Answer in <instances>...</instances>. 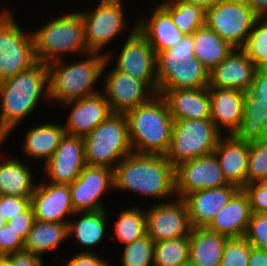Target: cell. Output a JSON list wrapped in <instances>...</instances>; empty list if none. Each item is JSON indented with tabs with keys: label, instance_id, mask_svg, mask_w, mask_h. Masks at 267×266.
I'll return each mask as SVG.
<instances>
[{
	"label": "cell",
	"instance_id": "obj_1",
	"mask_svg": "<svg viewBox=\"0 0 267 266\" xmlns=\"http://www.w3.org/2000/svg\"><path fill=\"white\" fill-rule=\"evenodd\" d=\"M113 180L114 190L157 198L155 203L176 198L175 168L165 155L132 152L117 163Z\"/></svg>",
	"mask_w": 267,
	"mask_h": 266
},
{
	"label": "cell",
	"instance_id": "obj_2",
	"mask_svg": "<svg viewBox=\"0 0 267 266\" xmlns=\"http://www.w3.org/2000/svg\"><path fill=\"white\" fill-rule=\"evenodd\" d=\"M43 99L50 102L47 64L37 62L30 69L1 81L0 141L8 140L11 132L40 108L37 106Z\"/></svg>",
	"mask_w": 267,
	"mask_h": 266
},
{
	"label": "cell",
	"instance_id": "obj_3",
	"mask_svg": "<svg viewBox=\"0 0 267 266\" xmlns=\"http://www.w3.org/2000/svg\"><path fill=\"white\" fill-rule=\"evenodd\" d=\"M82 57V58H80ZM78 56L79 61L72 63L66 59L47 64L49 75L50 103L62 105L65 102L91 96L101 92V83L106 56L88 52ZM97 86V88H96Z\"/></svg>",
	"mask_w": 267,
	"mask_h": 266
},
{
	"label": "cell",
	"instance_id": "obj_4",
	"mask_svg": "<svg viewBox=\"0 0 267 266\" xmlns=\"http://www.w3.org/2000/svg\"><path fill=\"white\" fill-rule=\"evenodd\" d=\"M134 153L165 155L170 147L174 120L160 94L125 113Z\"/></svg>",
	"mask_w": 267,
	"mask_h": 266
},
{
	"label": "cell",
	"instance_id": "obj_5",
	"mask_svg": "<svg viewBox=\"0 0 267 266\" xmlns=\"http://www.w3.org/2000/svg\"><path fill=\"white\" fill-rule=\"evenodd\" d=\"M78 9L52 16L44 25L32 30L37 62L49 64L65 59L68 54L76 59V56L88 53L84 22Z\"/></svg>",
	"mask_w": 267,
	"mask_h": 266
},
{
	"label": "cell",
	"instance_id": "obj_6",
	"mask_svg": "<svg viewBox=\"0 0 267 266\" xmlns=\"http://www.w3.org/2000/svg\"><path fill=\"white\" fill-rule=\"evenodd\" d=\"M83 139L87 165L114 170L118 162L133 152L124 113H111Z\"/></svg>",
	"mask_w": 267,
	"mask_h": 266
},
{
	"label": "cell",
	"instance_id": "obj_7",
	"mask_svg": "<svg viewBox=\"0 0 267 266\" xmlns=\"http://www.w3.org/2000/svg\"><path fill=\"white\" fill-rule=\"evenodd\" d=\"M221 136L210 118L174 120L166 159L175 168L183 162L213 153Z\"/></svg>",
	"mask_w": 267,
	"mask_h": 266
},
{
	"label": "cell",
	"instance_id": "obj_8",
	"mask_svg": "<svg viewBox=\"0 0 267 266\" xmlns=\"http://www.w3.org/2000/svg\"><path fill=\"white\" fill-rule=\"evenodd\" d=\"M15 14L11 9L0 12V82L37 63L32 31H24Z\"/></svg>",
	"mask_w": 267,
	"mask_h": 266
},
{
	"label": "cell",
	"instance_id": "obj_9",
	"mask_svg": "<svg viewBox=\"0 0 267 266\" xmlns=\"http://www.w3.org/2000/svg\"><path fill=\"white\" fill-rule=\"evenodd\" d=\"M124 0L97 1L91 10L80 11L84 22L85 42L88 52L107 54L104 49L115 41L119 34L128 32ZM124 3V4H123ZM125 12V13H124Z\"/></svg>",
	"mask_w": 267,
	"mask_h": 266
},
{
	"label": "cell",
	"instance_id": "obj_10",
	"mask_svg": "<svg viewBox=\"0 0 267 266\" xmlns=\"http://www.w3.org/2000/svg\"><path fill=\"white\" fill-rule=\"evenodd\" d=\"M130 28L132 29L127 33L128 37L124 40L121 50H117V58L111 49L105 55L106 60L109 64L114 62V68L118 71L144 81L157 94V54L146 38L137 30V21Z\"/></svg>",
	"mask_w": 267,
	"mask_h": 266
},
{
	"label": "cell",
	"instance_id": "obj_11",
	"mask_svg": "<svg viewBox=\"0 0 267 266\" xmlns=\"http://www.w3.org/2000/svg\"><path fill=\"white\" fill-rule=\"evenodd\" d=\"M258 16L243 0H222L206 9L205 24L234 49H242Z\"/></svg>",
	"mask_w": 267,
	"mask_h": 266
},
{
	"label": "cell",
	"instance_id": "obj_12",
	"mask_svg": "<svg viewBox=\"0 0 267 266\" xmlns=\"http://www.w3.org/2000/svg\"><path fill=\"white\" fill-rule=\"evenodd\" d=\"M106 60L102 71L101 92L114 113H126L149 101L156 93L142 80L112 68ZM107 72L105 73V70Z\"/></svg>",
	"mask_w": 267,
	"mask_h": 266
},
{
	"label": "cell",
	"instance_id": "obj_13",
	"mask_svg": "<svg viewBox=\"0 0 267 266\" xmlns=\"http://www.w3.org/2000/svg\"><path fill=\"white\" fill-rule=\"evenodd\" d=\"M147 235L154 241L189 236L191 231L189 209L186 200L153 203L145 210Z\"/></svg>",
	"mask_w": 267,
	"mask_h": 266
},
{
	"label": "cell",
	"instance_id": "obj_14",
	"mask_svg": "<svg viewBox=\"0 0 267 266\" xmlns=\"http://www.w3.org/2000/svg\"><path fill=\"white\" fill-rule=\"evenodd\" d=\"M228 184L214 152L183 162L175 167L177 198L185 199L195 191L217 188Z\"/></svg>",
	"mask_w": 267,
	"mask_h": 266
},
{
	"label": "cell",
	"instance_id": "obj_15",
	"mask_svg": "<svg viewBox=\"0 0 267 266\" xmlns=\"http://www.w3.org/2000/svg\"><path fill=\"white\" fill-rule=\"evenodd\" d=\"M69 188L75 212L107 209L101 197L110 189L114 191L113 170L107 167L86 165Z\"/></svg>",
	"mask_w": 267,
	"mask_h": 266
},
{
	"label": "cell",
	"instance_id": "obj_16",
	"mask_svg": "<svg viewBox=\"0 0 267 266\" xmlns=\"http://www.w3.org/2000/svg\"><path fill=\"white\" fill-rule=\"evenodd\" d=\"M86 165L83 137L65 134L51 158L42 165V180L70 185Z\"/></svg>",
	"mask_w": 267,
	"mask_h": 266
},
{
	"label": "cell",
	"instance_id": "obj_17",
	"mask_svg": "<svg viewBox=\"0 0 267 266\" xmlns=\"http://www.w3.org/2000/svg\"><path fill=\"white\" fill-rule=\"evenodd\" d=\"M35 220L40 222H69L75 211L69 185L39 182L31 196ZM68 217V218H66Z\"/></svg>",
	"mask_w": 267,
	"mask_h": 266
},
{
	"label": "cell",
	"instance_id": "obj_18",
	"mask_svg": "<svg viewBox=\"0 0 267 266\" xmlns=\"http://www.w3.org/2000/svg\"><path fill=\"white\" fill-rule=\"evenodd\" d=\"M70 112L64 126L66 134L85 137L111 113L109 103L102 92L63 103Z\"/></svg>",
	"mask_w": 267,
	"mask_h": 266
},
{
	"label": "cell",
	"instance_id": "obj_19",
	"mask_svg": "<svg viewBox=\"0 0 267 266\" xmlns=\"http://www.w3.org/2000/svg\"><path fill=\"white\" fill-rule=\"evenodd\" d=\"M257 68L242 49L233 51L209 71V88L250 91Z\"/></svg>",
	"mask_w": 267,
	"mask_h": 266
},
{
	"label": "cell",
	"instance_id": "obj_20",
	"mask_svg": "<svg viewBox=\"0 0 267 266\" xmlns=\"http://www.w3.org/2000/svg\"><path fill=\"white\" fill-rule=\"evenodd\" d=\"M160 90L208 87L209 71L195 57L185 62H156Z\"/></svg>",
	"mask_w": 267,
	"mask_h": 266
},
{
	"label": "cell",
	"instance_id": "obj_21",
	"mask_svg": "<svg viewBox=\"0 0 267 266\" xmlns=\"http://www.w3.org/2000/svg\"><path fill=\"white\" fill-rule=\"evenodd\" d=\"M157 3L151 7L148 17L140 15L136 19L137 30L146 38L156 54L173 47L185 36L174 24L170 13Z\"/></svg>",
	"mask_w": 267,
	"mask_h": 266
},
{
	"label": "cell",
	"instance_id": "obj_22",
	"mask_svg": "<svg viewBox=\"0 0 267 266\" xmlns=\"http://www.w3.org/2000/svg\"><path fill=\"white\" fill-rule=\"evenodd\" d=\"M209 94L210 119L222 135H234L243 117L245 93L228 88H209Z\"/></svg>",
	"mask_w": 267,
	"mask_h": 266
},
{
	"label": "cell",
	"instance_id": "obj_23",
	"mask_svg": "<svg viewBox=\"0 0 267 266\" xmlns=\"http://www.w3.org/2000/svg\"><path fill=\"white\" fill-rule=\"evenodd\" d=\"M240 190L233 184L190 193L186 198L191 228H206L217 212Z\"/></svg>",
	"mask_w": 267,
	"mask_h": 266
},
{
	"label": "cell",
	"instance_id": "obj_24",
	"mask_svg": "<svg viewBox=\"0 0 267 266\" xmlns=\"http://www.w3.org/2000/svg\"><path fill=\"white\" fill-rule=\"evenodd\" d=\"M214 153L226 181L243 189L247 185L249 142L239 140L234 135H222Z\"/></svg>",
	"mask_w": 267,
	"mask_h": 266
},
{
	"label": "cell",
	"instance_id": "obj_25",
	"mask_svg": "<svg viewBox=\"0 0 267 266\" xmlns=\"http://www.w3.org/2000/svg\"><path fill=\"white\" fill-rule=\"evenodd\" d=\"M66 134L63 123L58 120L44 122L37 126L30 127L24 134L22 144V155L24 160L37 164L41 161V165L45 164L53 155L59 146L62 138ZM26 157V158H25ZM35 162V163H34Z\"/></svg>",
	"mask_w": 267,
	"mask_h": 266
},
{
	"label": "cell",
	"instance_id": "obj_26",
	"mask_svg": "<svg viewBox=\"0 0 267 266\" xmlns=\"http://www.w3.org/2000/svg\"><path fill=\"white\" fill-rule=\"evenodd\" d=\"M173 120H202L210 118L209 87L160 90Z\"/></svg>",
	"mask_w": 267,
	"mask_h": 266
},
{
	"label": "cell",
	"instance_id": "obj_27",
	"mask_svg": "<svg viewBox=\"0 0 267 266\" xmlns=\"http://www.w3.org/2000/svg\"><path fill=\"white\" fill-rule=\"evenodd\" d=\"M252 211L250 201L243 189H240L214 216L207 230L228 238L245 237Z\"/></svg>",
	"mask_w": 267,
	"mask_h": 266
},
{
	"label": "cell",
	"instance_id": "obj_28",
	"mask_svg": "<svg viewBox=\"0 0 267 266\" xmlns=\"http://www.w3.org/2000/svg\"><path fill=\"white\" fill-rule=\"evenodd\" d=\"M108 211L107 209H103L98 211L75 212L73 215V217L75 216L74 219L71 218L72 220H69L68 237L74 238V242L78 246L83 247V250L79 252H96L94 251L96 249L95 247L105 242L103 240L107 236V227H110V222H108L109 216H107Z\"/></svg>",
	"mask_w": 267,
	"mask_h": 266
},
{
	"label": "cell",
	"instance_id": "obj_29",
	"mask_svg": "<svg viewBox=\"0 0 267 266\" xmlns=\"http://www.w3.org/2000/svg\"><path fill=\"white\" fill-rule=\"evenodd\" d=\"M4 145L5 141H0V150ZM1 152L2 150L0 157ZM23 160L12 155L3 161L0 160V195L19 197L33 195L37 184L34 181L36 176L32 173L34 167H30L35 164Z\"/></svg>",
	"mask_w": 267,
	"mask_h": 266
},
{
	"label": "cell",
	"instance_id": "obj_30",
	"mask_svg": "<svg viewBox=\"0 0 267 266\" xmlns=\"http://www.w3.org/2000/svg\"><path fill=\"white\" fill-rule=\"evenodd\" d=\"M68 239L67 223L35 220L24 241L23 250L43 258L44 254L55 252Z\"/></svg>",
	"mask_w": 267,
	"mask_h": 266
},
{
	"label": "cell",
	"instance_id": "obj_31",
	"mask_svg": "<svg viewBox=\"0 0 267 266\" xmlns=\"http://www.w3.org/2000/svg\"><path fill=\"white\" fill-rule=\"evenodd\" d=\"M189 260L198 266H220L228 237L206 228H191Z\"/></svg>",
	"mask_w": 267,
	"mask_h": 266
},
{
	"label": "cell",
	"instance_id": "obj_32",
	"mask_svg": "<svg viewBox=\"0 0 267 266\" xmlns=\"http://www.w3.org/2000/svg\"><path fill=\"white\" fill-rule=\"evenodd\" d=\"M234 136L245 142L267 139V105L249 91L245 93L243 117Z\"/></svg>",
	"mask_w": 267,
	"mask_h": 266
},
{
	"label": "cell",
	"instance_id": "obj_33",
	"mask_svg": "<svg viewBox=\"0 0 267 266\" xmlns=\"http://www.w3.org/2000/svg\"><path fill=\"white\" fill-rule=\"evenodd\" d=\"M193 46L194 57L208 71L222 62L234 49L206 24L193 33Z\"/></svg>",
	"mask_w": 267,
	"mask_h": 266
},
{
	"label": "cell",
	"instance_id": "obj_34",
	"mask_svg": "<svg viewBox=\"0 0 267 266\" xmlns=\"http://www.w3.org/2000/svg\"><path fill=\"white\" fill-rule=\"evenodd\" d=\"M141 206L123 208L116 215V220H113V232L116 237L114 240L116 239L120 245L130 244L147 234L145 210Z\"/></svg>",
	"mask_w": 267,
	"mask_h": 266
},
{
	"label": "cell",
	"instance_id": "obj_35",
	"mask_svg": "<svg viewBox=\"0 0 267 266\" xmlns=\"http://www.w3.org/2000/svg\"><path fill=\"white\" fill-rule=\"evenodd\" d=\"M159 3L170 13L174 24L185 35H192L205 25L206 10L202 6L184 0H164Z\"/></svg>",
	"mask_w": 267,
	"mask_h": 266
},
{
	"label": "cell",
	"instance_id": "obj_36",
	"mask_svg": "<svg viewBox=\"0 0 267 266\" xmlns=\"http://www.w3.org/2000/svg\"><path fill=\"white\" fill-rule=\"evenodd\" d=\"M189 236L154 243V266H181L189 261Z\"/></svg>",
	"mask_w": 267,
	"mask_h": 266
},
{
	"label": "cell",
	"instance_id": "obj_37",
	"mask_svg": "<svg viewBox=\"0 0 267 266\" xmlns=\"http://www.w3.org/2000/svg\"><path fill=\"white\" fill-rule=\"evenodd\" d=\"M242 50L257 69H267V22L258 17Z\"/></svg>",
	"mask_w": 267,
	"mask_h": 266
},
{
	"label": "cell",
	"instance_id": "obj_38",
	"mask_svg": "<svg viewBox=\"0 0 267 266\" xmlns=\"http://www.w3.org/2000/svg\"><path fill=\"white\" fill-rule=\"evenodd\" d=\"M154 241L146 234L123 246L121 266H154Z\"/></svg>",
	"mask_w": 267,
	"mask_h": 266
},
{
	"label": "cell",
	"instance_id": "obj_39",
	"mask_svg": "<svg viewBox=\"0 0 267 266\" xmlns=\"http://www.w3.org/2000/svg\"><path fill=\"white\" fill-rule=\"evenodd\" d=\"M267 182V139L249 142L247 185Z\"/></svg>",
	"mask_w": 267,
	"mask_h": 266
},
{
	"label": "cell",
	"instance_id": "obj_40",
	"mask_svg": "<svg viewBox=\"0 0 267 266\" xmlns=\"http://www.w3.org/2000/svg\"><path fill=\"white\" fill-rule=\"evenodd\" d=\"M252 246L245 237L228 238L222 253L220 266H248Z\"/></svg>",
	"mask_w": 267,
	"mask_h": 266
},
{
	"label": "cell",
	"instance_id": "obj_41",
	"mask_svg": "<svg viewBox=\"0 0 267 266\" xmlns=\"http://www.w3.org/2000/svg\"><path fill=\"white\" fill-rule=\"evenodd\" d=\"M245 238L252 247L267 251V213L252 212Z\"/></svg>",
	"mask_w": 267,
	"mask_h": 266
},
{
	"label": "cell",
	"instance_id": "obj_42",
	"mask_svg": "<svg viewBox=\"0 0 267 266\" xmlns=\"http://www.w3.org/2000/svg\"><path fill=\"white\" fill-rule=\"evenodd\" d=\"M194 57L193 34L185 35L173 47L157 54L156 62H185Z\"/></svg>",
	"mask_w": 267,
	"mask_h": 266
},
{
	"label": "cell",
	"instance_id": "obj_43",
	"mask_svg": "<svg viewBox=\"0 0 267 266\" xmlns=\"http://www.w3.org/2000/svg\"><path fill=\"white\" fill-rule=\"evenodd\" d=\"M31 206V197L0 195V213L6 221L25 212Z\"/></svg>",
	"mask_w": 267,
	"mask_h": 266
},
{
	"label": "cell",
	"instance_id": "obj_44",
	"mask_svg": "<svg viewBox=\"0 0 267 266\" xmlns=\"http://www.w3.org/2000/svg\"><path fill=\"white\" fill-rule=\"evenodd\" d=\"M255 213H267V182H256L243 188Z\"/></svg>",
	"mask_w": 267,
	"mask_h": 266
},
{
	"label": "cell",
	"instance_id": "obj_45",
	"mask_svg": "<svg viewBox=\"0 0 267 266\" xmlns=\"http://www.w3.org/2000/svg\"><path fill=\"white\" fill-rule=\"evenodd\" d=\"M24 240L6 223L0 228V255L22 251Z\"/></svg>",
	"mask_w": 267,
	"mask_h": 266
},
{
	"label": "cell",
	"instance_id": "obj_46",
	"mask_svg": "<svg viewBox=\"0 0 267 266\" xmlns=\"http://www.w3.org/2000/svg\"><path fill=\"white\" fill-rule=\"evenodd\" d=\"M34 221L33 208L30 206L25 212L7 221V224L25 241Z\"/></svg>",
	"mask_w": 267,
	"mask_h": 266
},
{
	"label": "cell",
	"instance_id": "obj_47",
	"mask_svg": "<svg viewBox=\"0 0 267 266\" xmlns=\"http://www.w3.org/2000/svg\"><path fill=\"white\" fill-rule=\"evenodd\" d=\"M70 259V260H69ZM62 266H111L110 261L103 258L101 255L96 254V252H78L69 258ZM109 261V262H108Z\"/></svg>",
	"mask_w": 267,
	"mask_h": 266
},
{
	"label": "cell",
	"instance_id": "obj_48",
	"mask_svg": "<svg viewBox=\"0 0 267 266\" xmlns=\"http://www.w3.org/2000/svg\"><path fill=\"white\" fill-rule=\"evenodd\" d=\"M267 105V69H257L249 91Z\"/></svg>",
	"mask_w": 267,
	"mask_h": 266
},
{
	"label": "cell",
	"instance_id": "obj_49",
	"mask_svg": "<svg viewBox=\"0 0 267 266\" xmlns=\"http://www.w3.org/2000/svg\"><path fill=\"white\" fill-rule=\"evenodd\" d=\"M43 258L27 251L10 254V266H44Z\"/></svg>",
	"mask_w": 267,
	"mask_h": 266
},
{
	"label": "cell",
	"instance_id": "obj_50",
	"mask_svg": "<svg viewBox=\"0 0 267 266\" xmlns=\"http://www.w3.org/2000/svg\"><path fill=\"white\" fill-rule=\"evenodd\" d=\"M248 266H267V251L252 247Z\"/></svg>",
	"mask_w": 267,
	"mask_h": 266
},
{
	"label": "cell",
	"instance_id": "obj_51",
	"mask_svg": "<svg viewBox=\"0 0 267 266\" xmlns=\"http://www.w3.org/2000/svg\"><path fill=\"white\" fill-rule=\"evenodd\" d=\"M243 1L258 17H262L267 12V0H243Z\"/></svg>",
	"mask_w": 267,
	"mask_h": 266
},
{
	"label": "cell",
	"instance_id": "obj_52",
	"mask_svg": "<svg viewBox=\"0 0 267 266\" xmlns=\"http://www.w3.org/2000/svg\"><path fill=\"white\" fill-rule=\"evenodd\" d=\"M186 2H190L199 6H202L205 10L213 5L217 4L222 0H184Z\"/></svg>",
	"mask_w": 267,
	"mask_h": 266
},
{
	"label": "cell",
	"instance_id": "obj_53",
	"mask_svg": "<svg viewBox=\"0 0 267 266\" xmlns=\"http://www.w3.org/2000/svg\"><path fill=\"white\" fill-rule=\"evenodd\" d=\"M0 266H10V254L0 255Z\"/></svg>",
	"mask_w": 267,
	"mask_h": 266
},
{
	"label": "cell",
	"instance_id": "obj_54",
	"mask_svg": "<svg viewBox=\"0 0 267 266\" xmlns=\"http://www.w3.org/2000/svg\"><path fill=\"white\" fill-rule=\"evenodd\" d=\"M7 223L5 217L0 213V228L3 227Z\"/></svg>",
	"mask_w": 267,
	"mask_h": 266
},
{
	"label": "cell",
	"instance_id": "obj_55",
	"mask_svg": "<svg viewBox=\"0 0 267 266\" xmlns=\"http://www.w3.org/2000/svg\"><path fill=\"white\" fill-rule=\"evenodd\" d=\"M181 266H198L195 263L191 262L190 260L182 264Z\"/></svg>",
	"mask_w": 267,
	"mask_h": 266
},
{
	"label": "cell",
	"instance_id": "obj_56",
	"mask_svg": "<svg viewBox=\"0 0 267 266\" xmlns=\"http://www.w3.org/2000/svg\"><path fill=\"white\" fill-rule=\"evenodd\" d=\"M262 18L267 22V12L262 16Z\"/></svg>",
	"mask_w": 267,
	"mask_h": 266
}]
</instances>
